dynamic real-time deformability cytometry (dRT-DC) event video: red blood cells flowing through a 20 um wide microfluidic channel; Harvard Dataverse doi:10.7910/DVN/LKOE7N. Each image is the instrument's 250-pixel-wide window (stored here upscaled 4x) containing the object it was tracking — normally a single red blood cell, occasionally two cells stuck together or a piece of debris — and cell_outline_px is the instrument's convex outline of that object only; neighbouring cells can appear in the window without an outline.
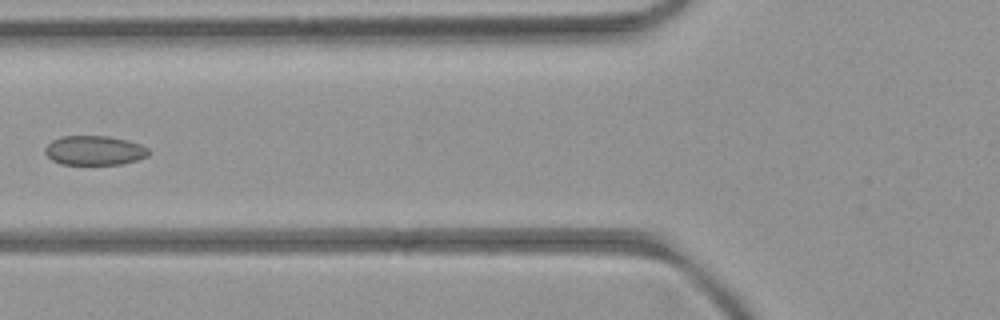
{"species": "common noctule bat (a hibernating species)", "species_latin": "Nyctalus noctula", "temperature_condition": "room temperature", "stored_images_in_passage": 9, "camera_frame_rate_fps": 3000, "um_per_image_px": 0.085, "animal": {"sex": "female", "body_mass_g": 21.9}, "frame": {"image": 1, "passage_image": 8, "time_ms": 8.333, "image_size_px": [1000, 320], "cell_outline_px": [[148, 156], [136, 160], [120, 164], [60, 164], [52, 160], [44, 152], [44, 148], [52, 140], [60, 136], [108, 136], [128, 140], [140, 144], [148, 148]], "centroid_in_image_um": [8.0, 12.78], "position_along_channel_um": 117.8, "area_um2": 17.74}}
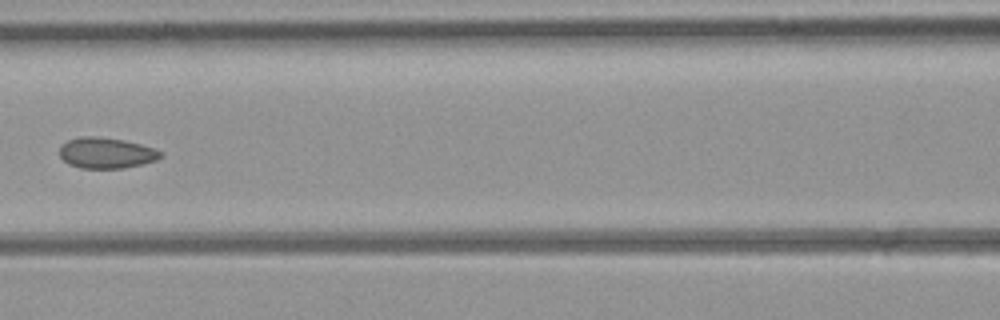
{"frame": {"image": 2, "passage_image": 9, "time_ms": 9.333, "image_size_px": [1000, 320], "cell_outline_px": [[164, 156], [156, 160], [124, 168], [80, 168], [68, 164], [60, 156], [60, 144], [68, 140], [80, 136], [96, 136], [124, 140], [140, 144], [164, 152]], "centroid_in_image_um": [9.02, 12.99], "position_along_channel_um": 157.6, "area_um2": 18.21}}